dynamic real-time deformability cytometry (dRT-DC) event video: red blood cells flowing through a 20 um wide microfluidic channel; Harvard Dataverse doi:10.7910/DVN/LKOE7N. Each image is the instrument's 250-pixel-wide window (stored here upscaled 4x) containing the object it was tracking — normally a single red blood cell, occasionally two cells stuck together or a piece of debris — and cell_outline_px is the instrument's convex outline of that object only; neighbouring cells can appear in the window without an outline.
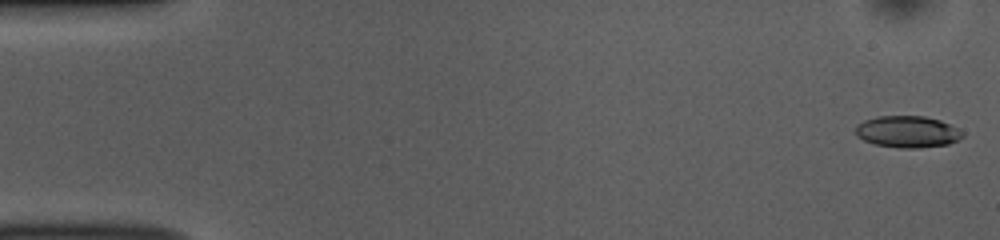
{"species": "common noctule bat (a hibernating species)", "species_latin": "Nyctalus noctula", "temperature_condition": "room temperature", "stored_images_in_passage": 52, "camera_frame_rate_fps": 3000, "um_per_image_px": 0.085, "animal": {"sex": "female", "body_mass_g": 10.0, "forearm_length_mm": 53.1}, "frame": {"image": 1, "passage_image": 1, "time_ms": 0.0, "image_size_px": [1000, 240], "cell_outline_px": [[964, 136], [948, 144], [920, 148], [900, 148], [876, 144], [864, 140], [856, 136], [856, 124], [864, 120], [876, 116], [924, 116], [940, 120], [964, 132]], "centroid_in_image_um": [77.12, 11.19], "position_along_channel_um": 7.9, "area_um2": 19.71}}
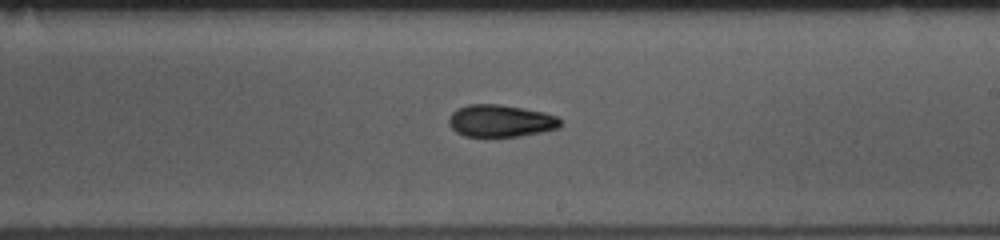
{"frame": {"image": 2, "passage_image": 30, "time_ms": 9.667, "image_size_px": [1000, 240], "cell_outline_px": [[560, 128], [520, 136], [464, 136], [456, 132], [448, 124], [448, 120], [452, 112], [468, 104], [500, 104], [544, 112], [556, 116], [560, 120]], "centroid_in_image_um": [42.54, 10.27], "position_along_channel_um": 246.5, "area_um2": 20.81}}
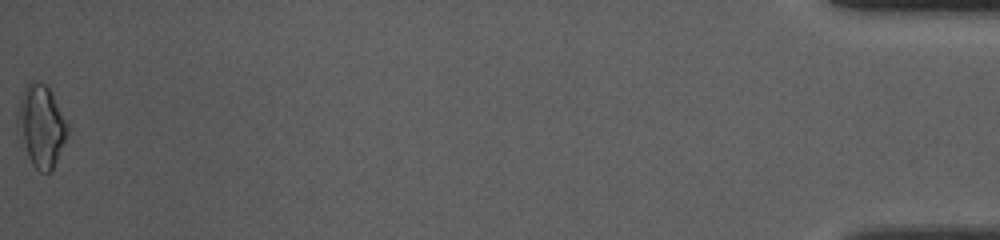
{"frame": {"image": 3, "passage_image": 52, "time_ms": 17.0, "image_size_px": [1000, 240], "cell_outline_px": [[72, 128], [52, 168], [48, 172], [40, 172], [32, 164], [28, 156], [16, 120], [16, 112], [20, 96], [28, 80], [36, 80], [48, 84], [68, 120]], "centroid_in_image_um": [3.55, 10.6], "position_along_channel_um": 431.7, "area_um2": 24.39}, "authors_computed_cell_mechanics": {"area_um2": 20.4323, "velocity_mm_per_s": 3.8581, "shape_relaxation_time_tau1_ms": null, "shape_relaxation_time_tau2_ms": 4.6841, "deformation_change_tau1": null, "deformation_change_tau2": 0.1143}}